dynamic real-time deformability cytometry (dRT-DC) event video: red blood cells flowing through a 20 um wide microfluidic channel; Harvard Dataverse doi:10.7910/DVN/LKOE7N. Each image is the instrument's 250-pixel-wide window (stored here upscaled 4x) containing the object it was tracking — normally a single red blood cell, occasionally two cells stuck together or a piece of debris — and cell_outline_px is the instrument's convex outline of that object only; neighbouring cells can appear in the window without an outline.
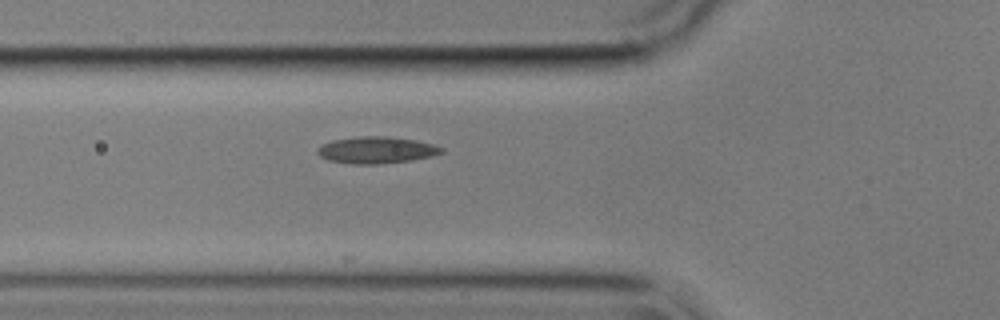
{"species": "common noctule bat (a hibernating species)", "species_latin": "Nyctalus noctula", "temperature_condition": "cold", "stored_images_in_passage": 13, "camera_frame_rate_fps": 3000, "um_per_image_px": 0.085, "animal": {"sex": "male", "body_mass_g": 17.9}, "frame": {"image": 1, "passage_image": 3, "time_ms": 0.667, "image_size_px": [1000, 320], "cell_outline_px": [[444, 152], [432, 156], [412, 160], [380, 164], [352, 164], [328, 160], [320, 156], [316, 152], [324, 144], [332, 140], [360, 136], [384, 136], [416, 140], [432, 144], [444, 148]], "centroid_in_image_um": [32.02, 12.76], "position_along_channel_um": 93.8, "area_um2": 19.25}}
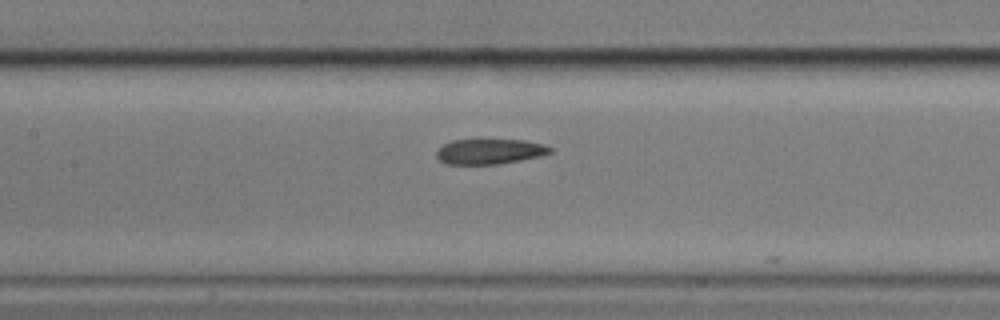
{"frame": {"image": 2, "passage_image": 9, "time_ms": 2.667, "image_size_px": [1000, 320], "cell_outline_px": [[552, 152], [540, 156], [520, 160], [496, 164], [444, 164], [436, 156], [436, 152], [444, 144], [452, 140], [524, 140], [544, 144], [552, 148]], "centroid_in_image_um": [41.62, 12.88], "position_along_channel_um": 165.8, "area_um2": 16.59}}
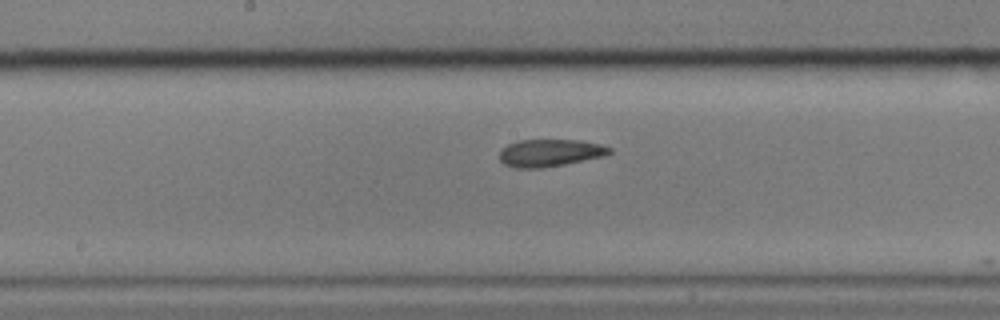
{"frame": {"image": 3, "passage_image": 12, "time_ms": 3.667, "image_size_px": [1000, 320], "cell_outline_px": [[612, 152], [608, 156], [564, 164], [540, 168], [516, 168], [504, 164], [500, 160], [500, 148], [508, 144], [520, 140], [580, 140], [600, 144], [612, 148]], "centroid_in_image_um": [46.77, 12.99], "position_along_channel_um": 201.4, "area_um2": 17.69}}